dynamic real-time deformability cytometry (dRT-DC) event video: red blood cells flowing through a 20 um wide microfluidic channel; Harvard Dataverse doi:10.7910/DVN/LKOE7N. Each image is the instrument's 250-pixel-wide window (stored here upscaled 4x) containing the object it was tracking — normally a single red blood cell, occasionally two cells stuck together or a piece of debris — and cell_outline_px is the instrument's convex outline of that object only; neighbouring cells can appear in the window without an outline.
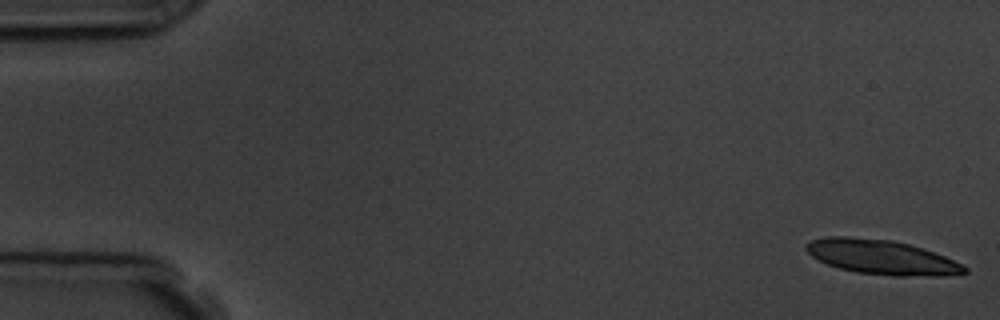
{"species": "common noctule bat (a hibernating species)", "species_latin": "Nyctalus noctula", "temperature_condition": "room temperature", "stored_images_in_passage": 56, "camera_frame_rate_fps": 3000, "um_per_image_px": 0.085, "animal": {"sex": "male", "body_mass_g": 19.5, "forearm_length_mm": 54.6}, "frame": {"image": 1, "passage_image": 1, "time_ms": 0.0, "image_size_px": [1000, 320], "cell_outline_px": [[968, 272], [944, 276], [892, 276], [856, 272], [840, 268], [828, 264], [812, 256], [804, 248], [804, 244], [812, 240], [824, 236], [848, 236], [892, 240], [908, 244], [944, 256], [968, 268]], "centroid_in_image_um": [74.9, 21.85], "position_along_channel_um": 10.1, "area_um2": 31.73}}